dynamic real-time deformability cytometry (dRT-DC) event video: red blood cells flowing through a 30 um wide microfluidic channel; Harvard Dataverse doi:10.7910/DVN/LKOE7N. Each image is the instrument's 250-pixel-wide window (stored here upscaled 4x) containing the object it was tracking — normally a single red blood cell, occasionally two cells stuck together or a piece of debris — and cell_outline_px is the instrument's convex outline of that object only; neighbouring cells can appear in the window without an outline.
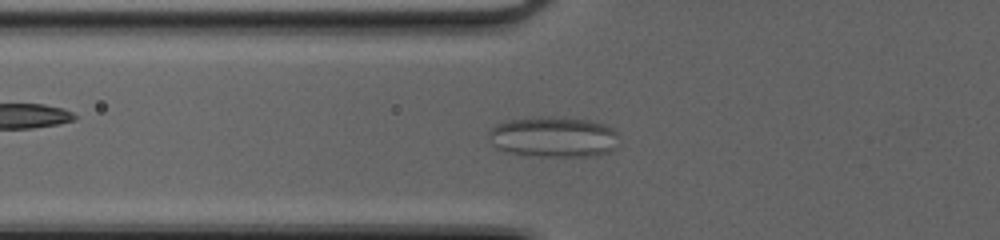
{"species": "common noctule bat (a hibernating species)", "species_latin": "Nyctalus noctula", "temperature_condition": "cold", "stored_images_in_passage": 51, "camera_frame_rate_fps": 3000, "um_per_image_px": 0.085, "animal": {"sex": "female", "body_mass_g": 20.0, "forearm_length_mm": 54.0}, "frame": {"image": 1, "passage_image": 19, "time_ms": 6.0, "image_size_px": [1000, 240], "cell_outline_px": [[616, 148], [612, 152], [596, 156], [528, 156], [508, 152], [496, 148], [492, 144], [488, 136], [488, 132], [496, 124], [508, 120], [540, 116], [564, 116], [588, 120], [604, 124], [612, 128], [616, 132]], "centroid_in_image_um": [47.04, 11.64], "position_along_channel_um": 78.8, "area_um2": 31.33}}
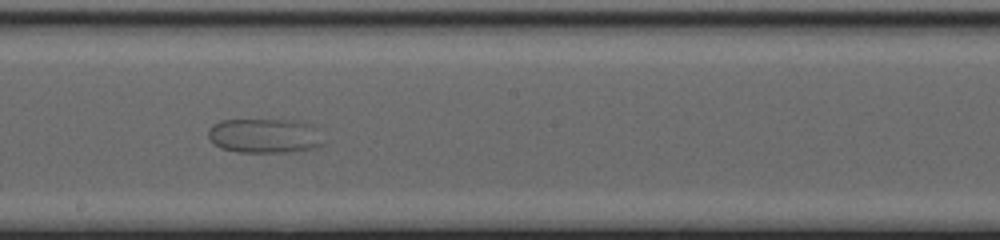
{"frame": {"image": 2, "passage_image": 30, "time_ms": 9.667, "image_size_px": [1000, 240], "cell_outline_px": [[324, 144], [316, 148], [292, 152], [236, 152], [220, 148], [208, 136], [208, 128], [212, 124], [220, 120], [292, 120], [304, 124]], "centroid_in_image_um": [22.35, 11.56], "position_along_channel_um": 225.9, "area_um2": 22.54}}
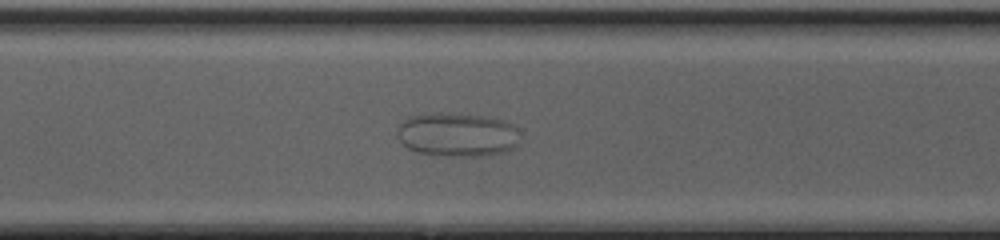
{"frame": {"image": 3, "passage_image": 38, "time_ms": 12.333, "image_size_px": [1000, 240], "cell_outline_px": [[516, 144], [512, 148], [504, 152], [480, 156], [448, 156], [420, 152], [408, 148], [396, 136], [396, 128], [408, 116], [432, 112], [484, 116], [504, 120], [512, 124], [516, 128]], "centroid_in_image_um": [38.81, 11.43], "position_along_channel_um": 331.8, "area_um2": 31.21}}